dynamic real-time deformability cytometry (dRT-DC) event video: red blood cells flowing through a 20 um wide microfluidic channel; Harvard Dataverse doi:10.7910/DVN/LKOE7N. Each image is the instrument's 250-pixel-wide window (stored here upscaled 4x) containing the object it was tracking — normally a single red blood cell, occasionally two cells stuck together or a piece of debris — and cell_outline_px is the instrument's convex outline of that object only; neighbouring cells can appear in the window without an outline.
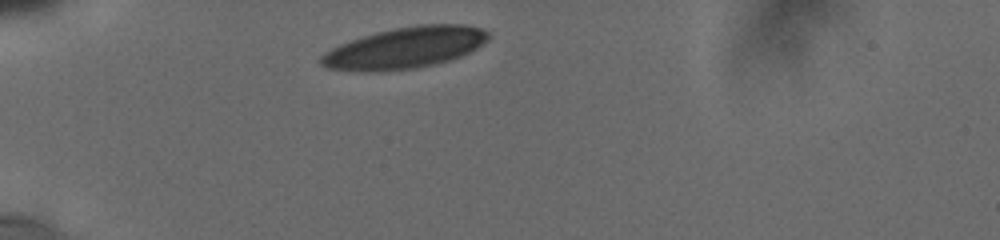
{"species": "human", "species_latin": "Homo sapiens", "temperature_condition": "cold", "stored_images_in_passage": 22, "camera_frame_rate_fps": 3000, "um_per_image_px": 0.085, "donor": {"sex": "male"}, "frame": {"image": 1, "passage_image": 1, "time_ms": 0.0, "image_size_px": [1000, 240], "cell_outline_px": [[492, 36], [484, 44], [460, 56], [448, 60], [416, 68], [328, 68], [320, 64], [320, 56], [324, 52], [340, 44], [376, 32], [416, 24], [464, 24], [484, 28]], "centroid_in_image_um": [34.55, 3.99], "position_along_channel_um": 50.4, "area_um2": 38.84}}
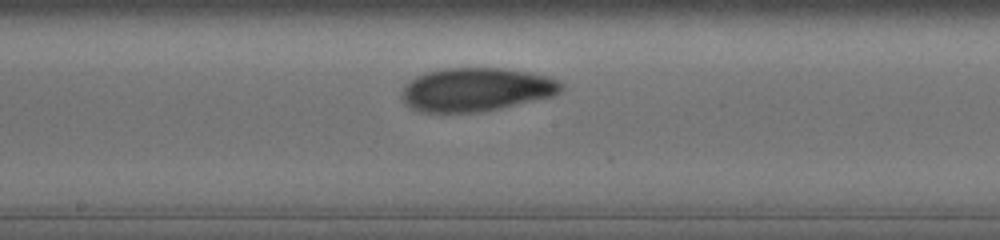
{"frame": {"image": 2, "passage_image": 11, "time_ms": 5.0, "image_size_px": [1000, 240], "cell_outline_px": [[564, 88], [560, 92], [552, 96], [500, 108], [480, 112], [420, 112], [412, 108], [400, 96], [404, 88], [416, 76], [424, 72], [440, 68], [504, 68], [552, 76], [560, 80], [564, 84]], "centroid_in_image_um": [40.52, 7.6], "position_along_channel_um": 207.7, "area_um2": 40.58}}
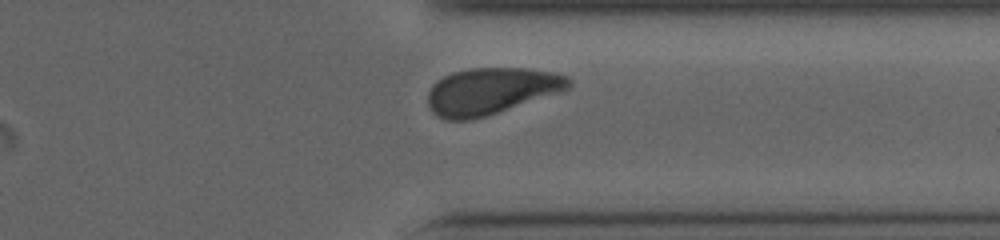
{"frame": {"image": 3, "passage_image": 20, "time_ms": 9.333, "image_size_px": [1000, 240], "cell_outline_px": [[572, 84], [568, 88], [560, 92], [472, 120], [444, 120], [436, 116], [432, 112], [428, 104], [428, 92], [432, 84], [436, 80], [452, 72], [468, 68], [528, 68], [552, 72], [568, 76], [572, 80]], "centroid_in_image_um": [41.71, 7.73], "position_along_channel_um": 369.7, "area_um2": 38.38}, "authors_computed_cell_mechanics": {"area_um2": 39.882, "velocity_mm_per_s": 3.7379, "shape_relaxation_time_tau1_ms": 3.1769, "shape_relaxation_time_tau2_ms": 2.2143, "deformation_change_tau1": 0.1281, "deformation_change_tau2": 0.073}}